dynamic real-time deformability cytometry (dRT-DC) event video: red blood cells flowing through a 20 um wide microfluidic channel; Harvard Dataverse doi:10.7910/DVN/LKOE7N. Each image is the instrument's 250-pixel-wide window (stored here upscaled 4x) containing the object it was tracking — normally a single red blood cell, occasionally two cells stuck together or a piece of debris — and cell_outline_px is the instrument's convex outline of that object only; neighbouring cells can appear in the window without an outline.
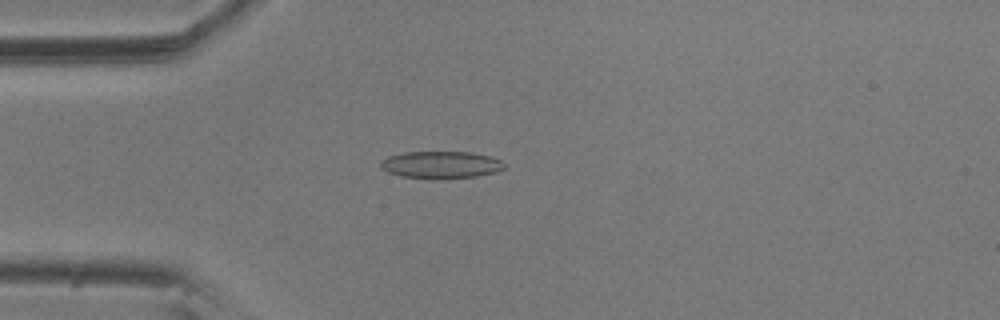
{"species": "common noctule bat (a hibernating species)", "species_latin": "Nyctalus noctula", "temperature_condition": "room temperature", "stored_images_in_passage": 56, "camera_frame_rate_fps": 3000, "um_per_image_px": 0.085, "animal": {"sex": "male", "body_mass_g": 20.5, "forearm_length_mm": 52.5}, "frame": {"image": 1, "passage_image": 15, "time_ms": 4.667, "image_size_px": [1000, 320], "cell_outline_px": [[504, 168], [496, 172], [476, 176], [444, 180], [432, 180], [400, 176], [388, 172], [380, 168], [380, 160], [388, 156], [404, 152], [472, 152], [492, 156], [500, 160], [504, 164]], "centroid_in_image_um": [37.45, 14.02], "position_along_channel_um": 47.5, "area_um2": 20.11}}
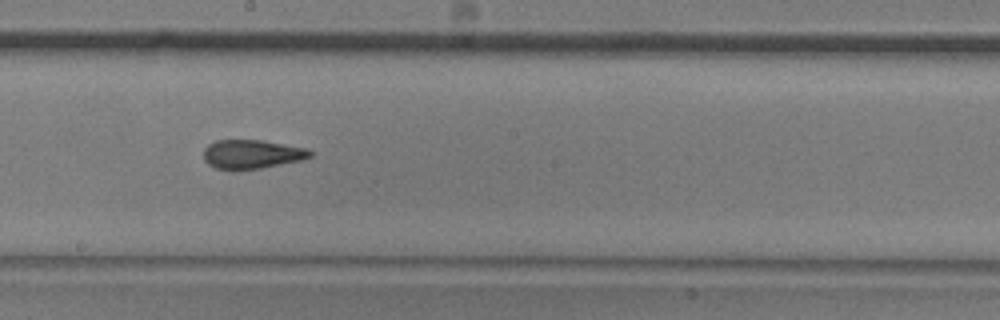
{"frame": {"image": 2, "passage_image": 31, "time_ms": 10.0, "image_size_px": [1000, 320], "cell_outline_px": [[312, 156], [300, 160], [260, 168], [236, 172], [232, 172], [216, 168], [208, 164], [204, 160], [204, 148], [208, 144], [216, 140], [260, 140], [308, 148], [312, 152]], "centroid_in_image_um": [21.36, 13.13], "position_along_channel_um": 226.8, "area_um2": 18.26}}
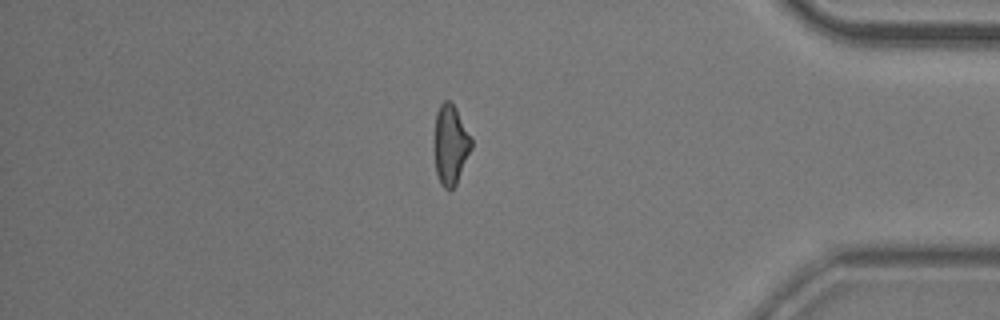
{"frame": {"image": 3, "passage_image": 48, "time_ms": 15.667, "image_size_px": [1000, 320], "cell_outline_px": [[472, 148], [456, 184], [452, 188], [444, 188], [440, 184], [436, 172], [436, 112], [440, 104], [444, 100], [448, 100], [456, 108], [472, 140]], "centroid_in_image_um": [38.32, 12.3], "position_along_channel_um": 396.9, "area_um2": 16.65}, "authors_computed_cell_mechanics": {"area_um2": 18.496, "velocity_mm_per_s": 3.5778, "shape_relaxation_time_tau1_ms": 5.2654, "shape_relaxation_time_tau2_ms": 1.37, "deformation_change_tau1": 0.154, "deformation_change_tau2": 0.0834}}